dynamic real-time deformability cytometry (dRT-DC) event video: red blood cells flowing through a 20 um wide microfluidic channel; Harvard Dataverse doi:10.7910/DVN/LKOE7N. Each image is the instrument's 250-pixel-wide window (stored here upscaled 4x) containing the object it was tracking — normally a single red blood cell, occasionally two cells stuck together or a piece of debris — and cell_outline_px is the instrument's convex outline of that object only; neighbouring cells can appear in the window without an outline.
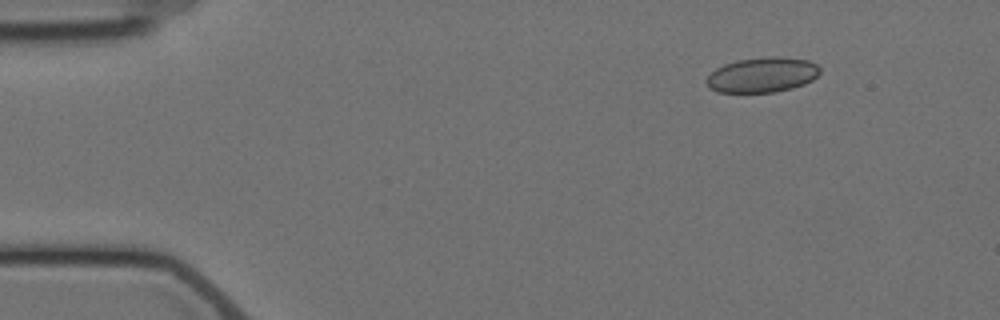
{"species": "Egyptian fruit bat (a non-hibernating species)", "species_latin": "Rousettus aegyptiacus", "temperature_condition": "cold", "stored_images_in_passage": 3, "camera_frame_rate_fps": 3000, "um_per_image_px": 0.085, "animal": {"sex": "female"}, "frame": {"image": 1, "passage_image": 1, "time_ms": 0.0, "image_size_px": [1000, 320], "cell_outline_px": [[820, 72], [812, 80], [804, 84], [792, 88], [772, 92], [716, 92], [708, 88], [704, 80], [716, 68], [724, 64], [736, 60], [768, 56], [776, 56], [808, 60], [816, 64], [820, 68]], "centroid_in_image_um": [64.76, 6.36], "position_along_channel_um": 20.2, "area_um2": 23.29}}